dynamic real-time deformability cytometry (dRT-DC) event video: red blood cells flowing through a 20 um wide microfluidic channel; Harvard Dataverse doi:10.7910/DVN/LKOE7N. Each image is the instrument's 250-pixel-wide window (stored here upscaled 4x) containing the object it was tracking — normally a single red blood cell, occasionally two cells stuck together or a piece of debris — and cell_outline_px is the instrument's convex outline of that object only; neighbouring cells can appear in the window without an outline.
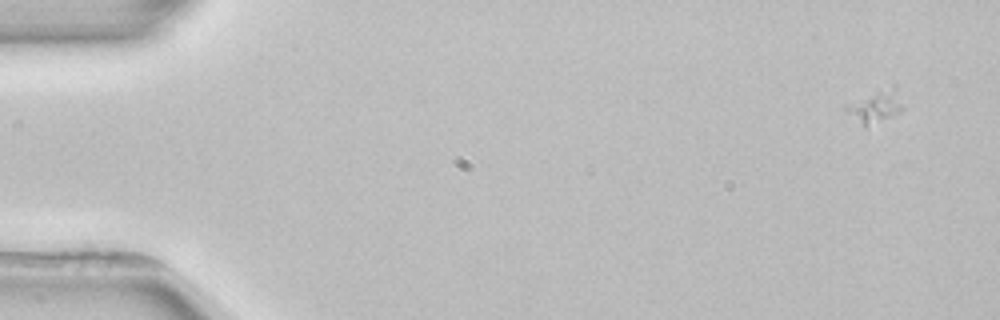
{"species": "common noctule bat (a hibernating species)", "species_latin": "Nyctalus noctula", "temperature_condition": "room temperature", "stored_images_in_passage": 5, "camera_frame_rate_fps": 3000, "um_per_image_px": 0.085, "animal": {"sex": "female", "body_mass_g": 22.7, "forearm_length_mm": 54.2}, "frame": {"image": 1, "passage_image": 1, "time_ms": 0.0, "image_size_px": [1000, 320], "cell_outline_px": [[904, 108], [900, 112], [864, 128], [844, 108], [880, 88], [892, 84], [896, 84]], "centroid_in_image_um": [74.52, 9.01], "position_along_channel_um": 10.5, "area_um2": 10.52}}
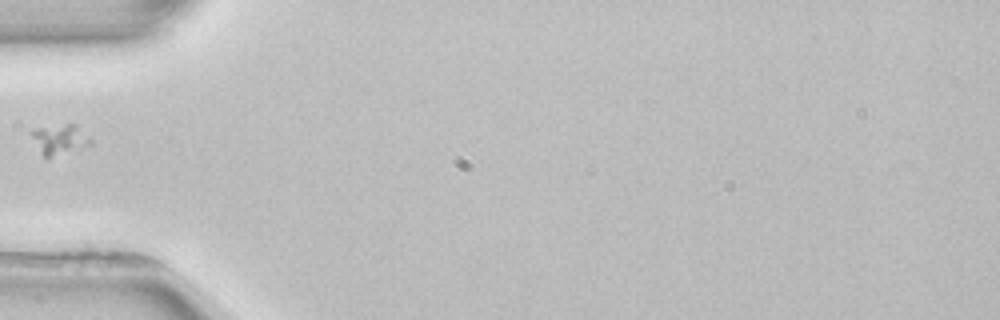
{"frame": {"image": 2, "passage_image": 5, "time_ms": 5.333, "image_size_px": [1000, 320], "cell_outline_px": [[92, 144], [48, 160], [44, 160], [32, 136], [32, 132], [36, 128], [68, 124], [76, 124], [92, 140]], "centroid_in_image_um": [5.08, 11.9], "position_along_channel_um": 79.9, "area_um2": 10.46}}